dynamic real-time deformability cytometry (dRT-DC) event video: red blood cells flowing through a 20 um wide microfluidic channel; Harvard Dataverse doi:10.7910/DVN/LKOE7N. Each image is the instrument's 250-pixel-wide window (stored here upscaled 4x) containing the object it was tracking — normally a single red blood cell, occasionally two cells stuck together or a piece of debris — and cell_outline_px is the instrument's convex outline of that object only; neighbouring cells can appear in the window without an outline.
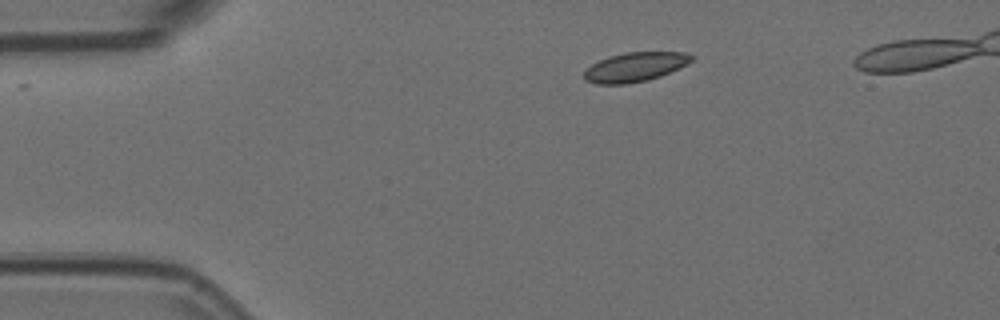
{"species": "Egyptian fruit bat (a non-hibernating species)", "species_latin": "Rousettus aegyptiacus", "temperature_condition": "room temperature", "stored_images_in_passage": 8, "camera_frame_rate_fps": 3000, "um_per_image_px": 0.085, "animal": {"sex": "female"}, "frame": {"image": 1, "passage_image": 1, "time_ms": 0.0, "image_size_px": [1000, 320], "cell_outline_px": [[696, 56], [688, 64], [660, 76], [648, 80], [628, 84], [596, 84], [584, 80], [584, 72], [592, 64], [608, 56], [624, 52], [684, 52]], "centroid_in_image_um": [53.99, 5.69], "position_along_channel_um": 31.0, "area_um2": 18.44}}